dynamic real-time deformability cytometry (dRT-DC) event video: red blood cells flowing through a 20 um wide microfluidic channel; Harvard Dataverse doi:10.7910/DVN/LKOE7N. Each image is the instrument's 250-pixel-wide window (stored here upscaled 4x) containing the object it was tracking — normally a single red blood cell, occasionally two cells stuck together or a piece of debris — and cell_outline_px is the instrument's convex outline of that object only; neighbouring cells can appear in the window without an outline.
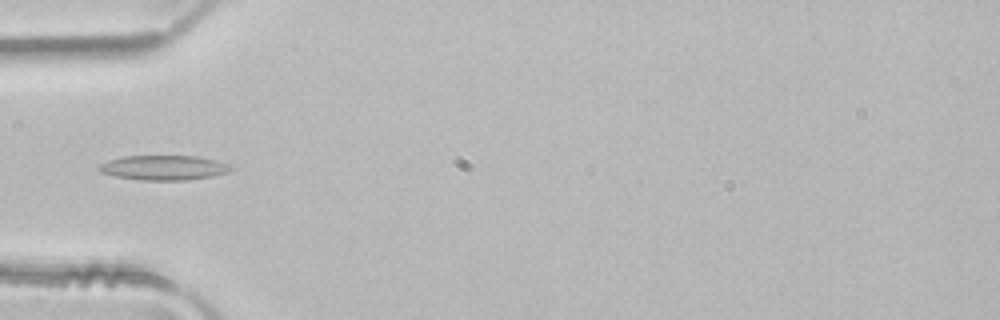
{"species": "common noctule bat (a hibernating species)", "species_latin": "Nyctalus noctula", "temperature_condition": "room temperature", "stored_images_in_passage": 4, "camera_frame_rate_fps": 3000, "um_per_image_px": 0.085, "animal": {"sex": "male", "body_mass_g": 21.5, "forearm_length_mm": 52.0}, "frame": {"image": 1, "passage_image": 4, "time_ms": 1.0, "image_size_px": [1000, 320], "cell_outline_px": [[232, 168], [228, 172], [212, 176], [184, 180], [140, 180], [116, 176], [100, 172], [100, 164], [108, 160], [124, 156], [196, 156], [228, 164]], "centroid_in_image_um": [13.89, 14.25], "position_along_channel_um": 71.1, "area_um2": 18.67}}